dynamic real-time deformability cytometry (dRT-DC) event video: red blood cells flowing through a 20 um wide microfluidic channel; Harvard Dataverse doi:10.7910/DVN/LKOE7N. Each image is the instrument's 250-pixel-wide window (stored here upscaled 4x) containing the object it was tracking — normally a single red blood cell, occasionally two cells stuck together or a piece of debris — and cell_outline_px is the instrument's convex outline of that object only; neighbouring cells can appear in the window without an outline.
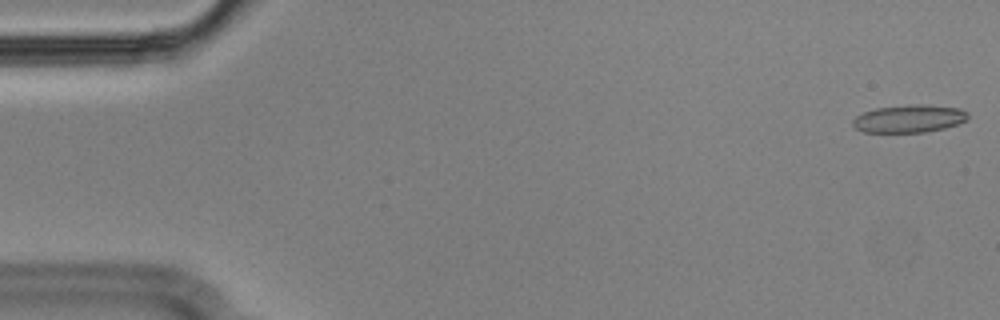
{"species": "Egyptian fruit bat (a non-hibernating species)", "species_latin": "Rousettus aegyptiacus", "temperature_condition": "cold", "stored_images_in_passage": 55, "segment_of_instrument_passage": [1, 2], "camera_frame_rate_fps": 3000, "um_per_image_px": 0.085, "animal": {"sex": "male"}, "frame": {"image": 1, "passage_image": 1, "time_ms": 0.0, "image_size_px": [1000, 320], "cell_outline_px": [[968, 120], [944, 128], [924, 132], [864, 132], [856, 128], [852, 124], [852, 120], [856, 116], [864, 112], [876, 108], [908, 104], [928, 104], [960, 108], [968, 112]], "centroid_in_image_um": [77.29, 10.07], "position_along_channel_um": 7.7, "area_um2": 18.73}}
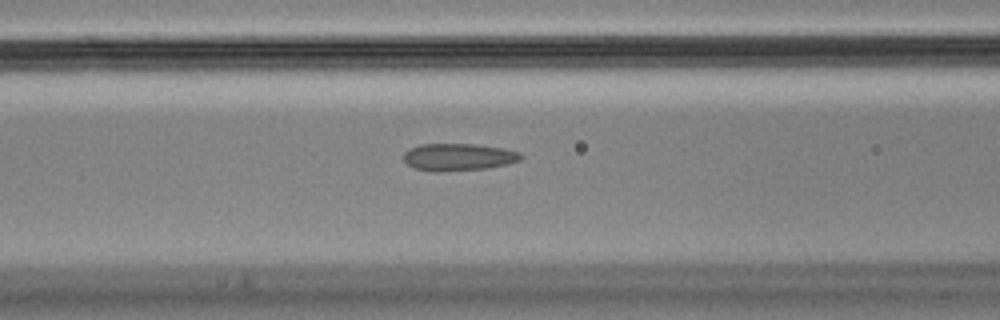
{"frame": {"image": 2, "passage_image": 22, "time_ms": 7.0, "image_size_px": [1000, 320], "cell_outline_px": [[524, 156], [520, 160], [488, 168], [416, 168], [408, 164], [404, 160], [404, 152], [420, 144], [476, 144], [504, 148], [520, 152]], "centroid_in_image_um": [39.05, 13.28], "position_along_channel_um": 127.6, "area_um2": 17.46}}
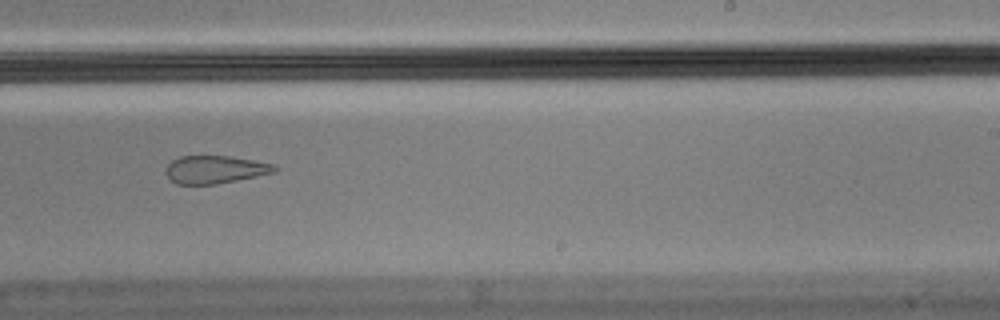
{"frame": {"image": 3, "passage_image": 34, "time_ms": 11.0, "image_size_px": [1000, 320], "cell_outline_px": [[280, 168], [276, 172], [216, 184], [176, 184], [168, 176], [168, 164], [172, 160], [180, 156], [228, 156], [252, 160], [272, 164]], "centroid_in_image_um": [18.31, 14.41], "position_along_channel_um": 270.7, "area_um2": 17.34}}